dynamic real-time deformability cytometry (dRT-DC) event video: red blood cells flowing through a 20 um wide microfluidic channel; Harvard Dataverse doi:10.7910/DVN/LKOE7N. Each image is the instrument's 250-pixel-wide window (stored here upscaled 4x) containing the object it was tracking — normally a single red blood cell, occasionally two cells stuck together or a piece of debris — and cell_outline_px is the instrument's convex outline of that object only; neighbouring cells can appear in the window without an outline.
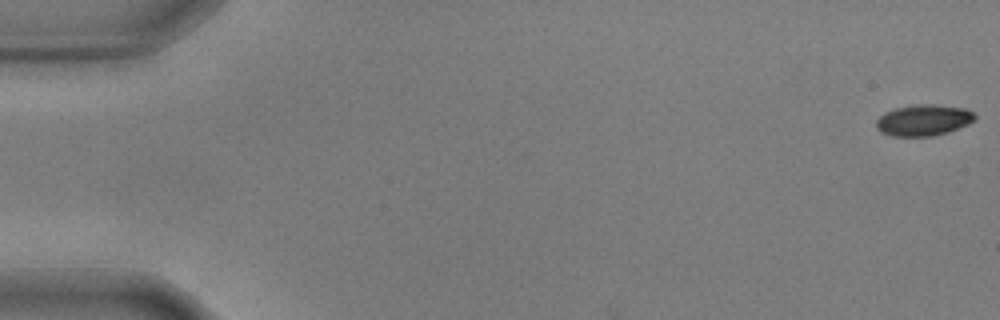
{"species": "common noctule bat (a hibernating species)", "species_latin": "Nyctalus noctula", "temperature_condition": "warm", "stored_images_in_passage": 49, "camera_frame_rate_fps": 3000, "um_per_image_px": 0.085, "animal": {"sex": "male", "body_mass_g": 17.9, "forearm_length_mm": 54.2}, "frame": {"image": 1, "passage_image": 1, "time_ms": 0.0, "image_size_px": [1000, 320], "cell_outline_px": [[976, 120], [968, 124], [948, 132], [932, 136], [892, 136], [880, 132], [876, 128], [876, 120], [884, 112], [896, 108], [916, 104], [932, 104], [964, 108], [972, 112], [976, 116]], "centroid_in_image_um": [78.48, 10.22], "position_along_channel_um": 6.5, "area_um2": 17.98}}
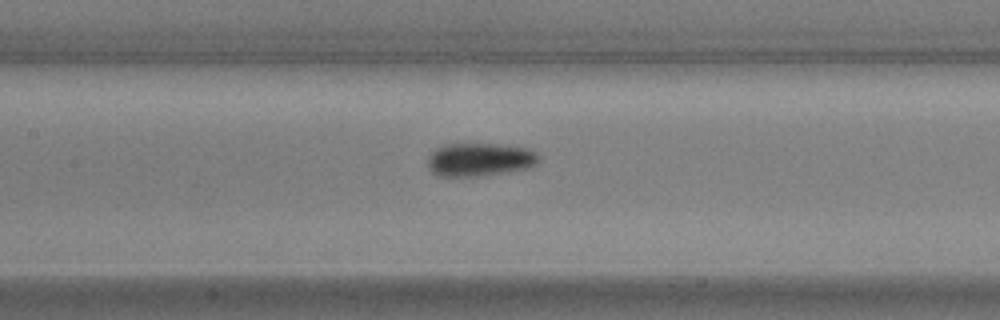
{"frame": {"image": 2, "passage_image": 27, "time_ms": 8.667, "image_size_px": [1000, 320], "cell_outline_px": [[540, 160], [536, 164], [528, 168], [508, 172], [476, 176], [436, 176], [428, 168], [428, 156], [436, 148], [444, 144], [496, 144], [524, 148], [532, 152]], "centroid_in_image_um": [40.71, 13.57], "position_along_channel_um": 166.7, "area_um2": 21.33}}
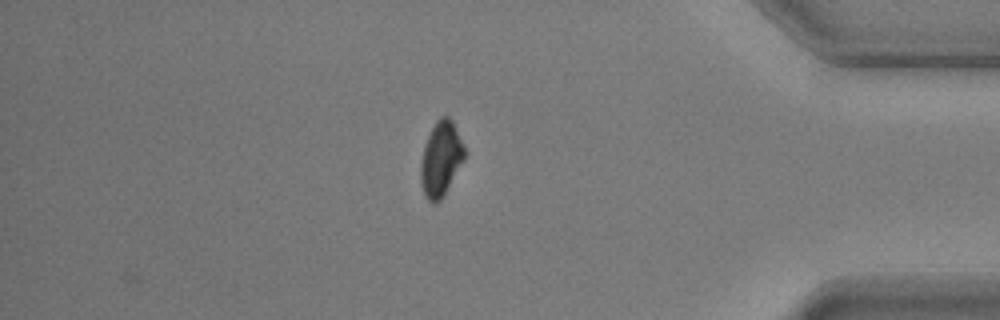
{"frame": {"image": 3, "passage_image": 49, "time_ms": 16.0, "image_size_px": [1000, 320], "cell_outline_px": [[464, 160], [444, 196], [436, 204], [428, 200], [424, 192], [420, 180], [420, 164], [424, 144], [436, 120], [440, 116], [448, 116], [452, 120], [464, 144]], "centroid_in_image_um": [37.47, 13.5], "position_along_channel_um": 397.7, "area_um2": 19.13}, "authors_computed_cell_mechanics": {"area_um2": 19.941, "velocity_mm_per_s": 3.5786, "shape_relaxation_time_tau1_ms": 3.9333, "shape_relaxation_time_tau2_ms": null, "deformation_change_tau1": 0.1196, "deformation_change_tau2": null}}